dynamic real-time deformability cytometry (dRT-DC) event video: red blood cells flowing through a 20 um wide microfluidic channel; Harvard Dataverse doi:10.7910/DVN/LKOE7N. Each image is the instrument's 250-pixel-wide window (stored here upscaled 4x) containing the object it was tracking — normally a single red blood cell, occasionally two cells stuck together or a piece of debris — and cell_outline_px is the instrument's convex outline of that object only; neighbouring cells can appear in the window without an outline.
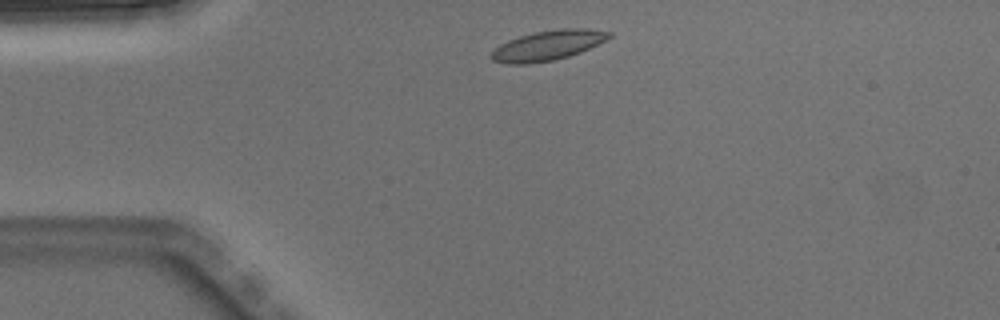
{"species": "Egyptian fruit bat (a non-hibernating species)", "species_latin": "Rousettus aegyptiacus", "temperature_condition": "warm", "stored_images_in_passage": 3, "camera_frame_rate_fps": 3000, "um_per_image_px": 0.085, "animal": {"sex": "male"}, "frame": {"image": 1, "passage_image": 1, "time_ms": 0.0, "image_size_px": [1000, 320], "cell_outline_px": [[612, 36], [580, 52], [568, 56], [552, 60], [528, 64], [508, 64], [492, 60], [488, 56], [500, 44], [508, 40], [520, 36], [536, 32], [556, 28], [588, 28], [612, 32]], "centroid_in_image_um": [46.54, 3.85], "position_along_channel_um": 38.5, "area_um2": 20.4}}